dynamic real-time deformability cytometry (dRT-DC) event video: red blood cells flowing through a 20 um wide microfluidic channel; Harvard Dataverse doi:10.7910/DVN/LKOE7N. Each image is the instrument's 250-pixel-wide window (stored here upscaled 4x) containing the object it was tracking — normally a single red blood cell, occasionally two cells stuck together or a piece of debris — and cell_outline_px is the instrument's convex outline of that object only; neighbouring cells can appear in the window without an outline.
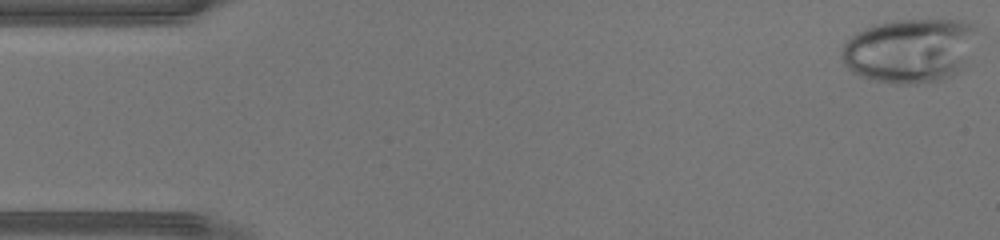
{"species": "human", "species_latin": "Homo sapiens", "temperature_condition": "warm", "stored_images_in_passage": 44, "camera_frame_rate_fps": 3000, "um_per_image_px": 0.085, "donor": {"sex": "male"}, "frame": {"image": 1, "passage_image": 1, "time_ms": 0.0, "image_size_px": [1000, 240], "cell_outline_px": [[976, 28], [956, 72], [952, 76], [940, 80], [916, 84], [896, 84], [876, 80], [852, 72], [844, 64], [840, 56], [840, 52], [844, 44], [852, 36], [864, 28], [872, 24], [896, 20], [964, 20], [972, 24]], "centroid_in_image_um": [77.21, 4.28], "position_along_channel_um": 7.8, "area_um2": 49.53}}
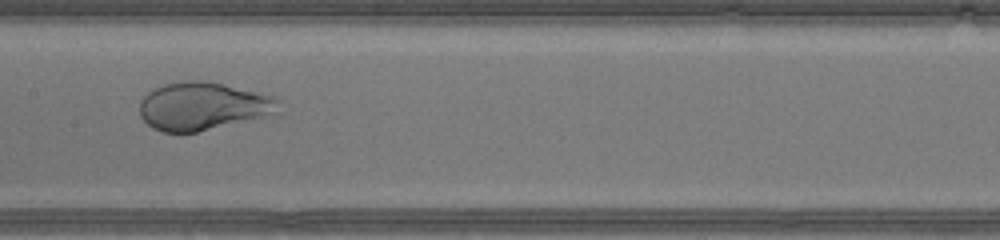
{"frame": {"image": 2, "passage_image": 22, "time_ms": 7.0, "image_size_px": [1000, 240], "cell_outline_px": [[280, 112], [276, 116], [196, 132], [164, 132], [152, 128], [140, 116], [140, 100], [152, 88], [164, 84], [184, 80], [204, 80], [224, 84], [272, 96], [280, 100]], "centroid_in_image_um": [17.31, 9.03], "position_along_channel_um": 190.1, "area_um2": 39.59}}
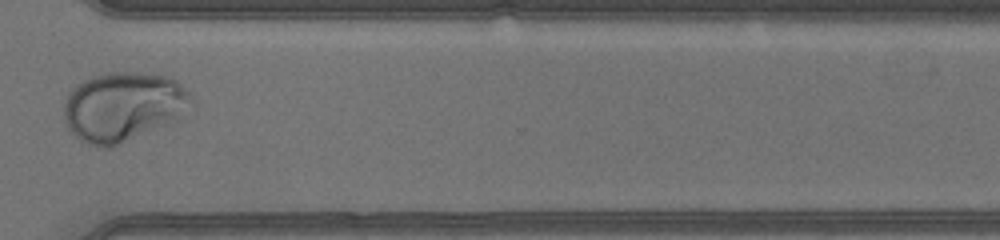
{"frame": {"image": 3, "passage_image": 33, "time_ms": 10.667, "image_size_px": [1000, 240], "cell_outline_px": [[192, 100], [176, 120], [120, 144], [108, 148], [96, 148], [80, 140], [68, 128], [64, 120], [64, 104], [68, 92], [76, 84], [92, 76], [108, 72], [140, 72], [172, 76], [192, 96]], "centroid_in_image_um": [10.43, 9.05], "position_along_channel_um": 360.2, "area_um2": 51.56}}